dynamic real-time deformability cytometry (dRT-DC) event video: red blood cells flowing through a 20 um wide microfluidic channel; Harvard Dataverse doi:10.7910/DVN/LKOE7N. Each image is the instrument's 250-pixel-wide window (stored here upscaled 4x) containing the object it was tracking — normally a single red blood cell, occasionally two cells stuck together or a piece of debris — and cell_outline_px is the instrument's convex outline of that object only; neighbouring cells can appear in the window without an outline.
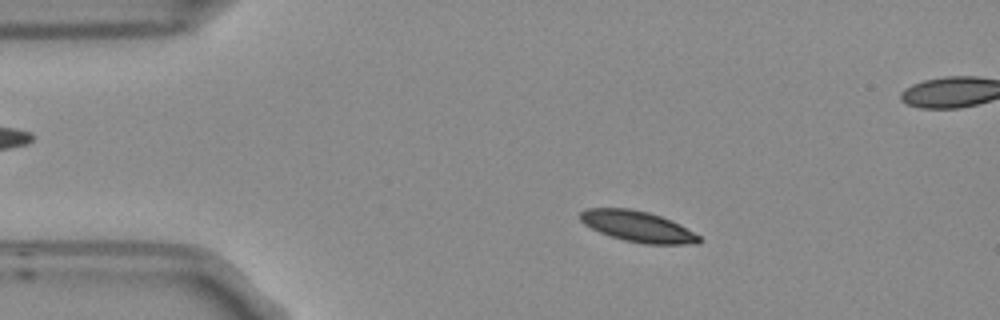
{"species": "Egyptian fruit bat (a non-hibernating species)", "species_latin": "Rousettus aegyptiacus", "temperature_condition": "room temperature", "stored_images_in_passage": 54, "segment_of_instrument_passage": [1, 2], "camera_frame_rate_fps": 3000, "um_per_image_px": 0.085, "frame": {"image": 1, "passage_image": 9, "time_ms": 2.667, "image_size_px": [1000, 320], "cell_outline_px": [[704, 240], [700, 244], [644, 244], [624, 240], [600, 232], [584, 224], [580, 220], [580, 212], [588, 208], [632, 208], [648, 212], [672, 220], [680, 224], [700, 236]], "centroid_in_image_um": [54.25, 19.25], "position_along_channel_um": 30.7, "area_um2": 21.44}}
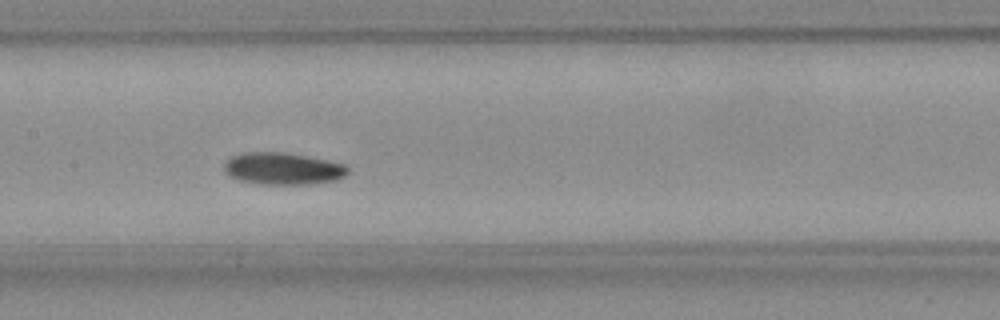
{"frame": {"image": 2, "passage_image": 25, "time_ms": 8.0, "image_size_px": [1000, 320], "cell_outline_px": [[348, 172], [344, 176], [336, 180], [308, 184], [256, 184], [240, 180], [228, 176], [224, 172], [224, 164], [232, 156], [244, 152], [280, 152], [328, 160], [344, 164], [348, 168]], "centroid_in_image_um": [24.01, 14.34], "position_along_channel_um": 183.4, "area_um2": 23.0}}
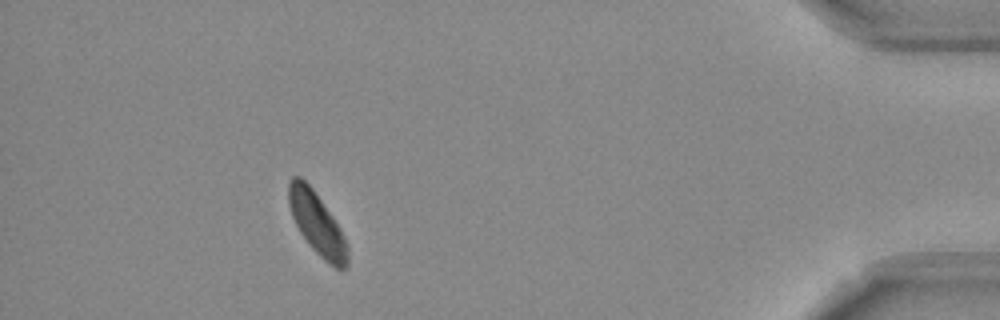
{"frame": {"image": 3, "passage_image": 48, "time_ms": 15.667, "image_size_px": [1000, 320], "cell_outline_px": [[348, 264], [344, 268], [336, 268], [324, 260], [312, 248], [300, 232], [292, 216], [288, 204], [288, 180], [292, 176], [300, 176], [312, 188], [332, 216], [340, 228], [348, 244]], "centroid_in_image_um": [26.93, 18.99], "position_along_channel_um": 408.3, "area_um2": 21.15}}